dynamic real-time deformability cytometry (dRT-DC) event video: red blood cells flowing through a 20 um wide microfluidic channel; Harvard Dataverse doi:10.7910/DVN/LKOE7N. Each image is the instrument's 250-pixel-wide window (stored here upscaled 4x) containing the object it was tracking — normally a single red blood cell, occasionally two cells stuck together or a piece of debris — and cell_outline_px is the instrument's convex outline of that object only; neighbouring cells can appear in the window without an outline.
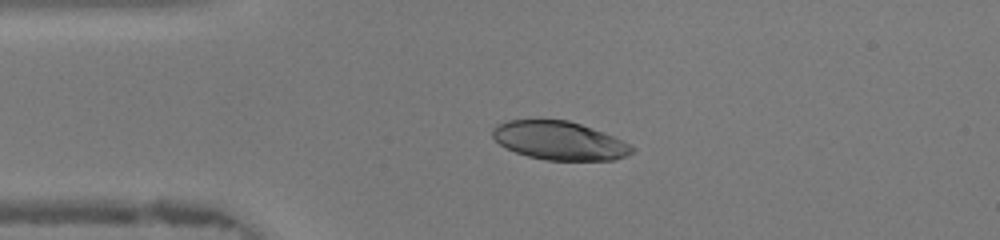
{"species": "human", "species_latin": "Homo sapiens", "temperature_condition": "warm", "stored_images_in_passage": 46, "camera_frame_rate_fps": 3000, "um_per_image_px": 0.085, "donor": {"sex": "female"}, "frame": {"image": 1, "passage_image": 10, "time_ms": 3.0, "image_size_px": [1000, 240], "cell_outline_px": [[636, 148], [632, 152], [624, 156], [612, 160], [544, 160], [528, 156], [516, 152], [500, 144], [492, 136], [492, 128], [496, 124], [508, 120], [540, 116], [568, 120], [604, 132], [632, 144]], "centroid_in_image_um": [47.51, 11.9], "position_along_channel_um": 37.5, "area_um2": 32.08}}
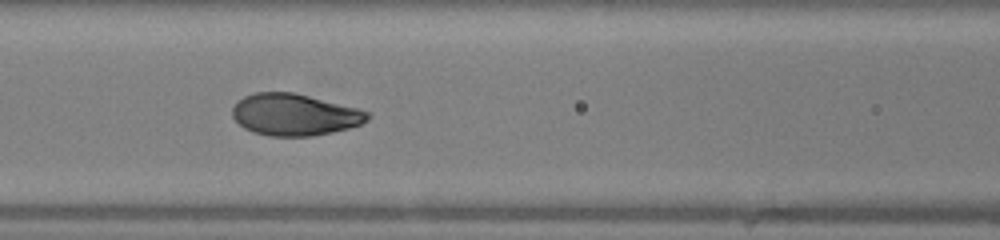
{"frame": {"image": 2, "passage_image": 19, "time_ms": 6.0, "image_size_px": [1000, 240], "cell_outline_px": [[372, 116], [368, 120], [360, 124], [348, 128], [332, 132], [312, 136], [268, 136], [252, 132], [244, 128], [232, 116], [232, 108], [244, 96], [256, 92], [292, 92], [360, 108], [368, 112]], "centroid_in_image_um": [25.06, 9.75], "position_along_channel_um": 141.5, "area_um2": 32.89}}
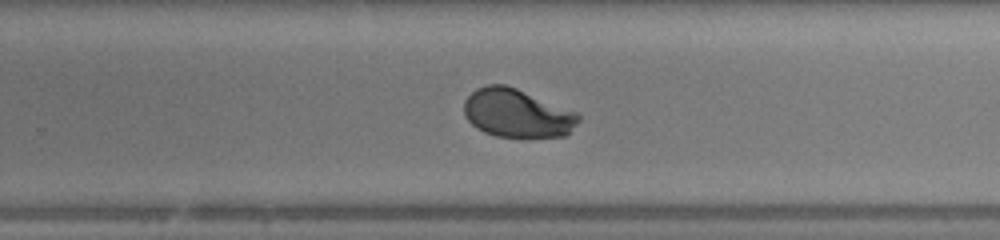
{"frame": {"image": 3, "passage_image": 29, "time_ms": 9.333, "image_size_px": [1000, 240], "cell_outline_px": [[580, 120], [568, 136], [496, 136], [484, 132], [476, 128], [468, 120], [464, 112], [464, 100], [476, 88], [488, 84], [504, 84], [516, 88], [580, 112]], "centroid_in_image_um": [43.99, 9.61], "position_along_channel_um": 285.8, "area_um2": 32.48}, "authors_computed_cell_mechanics": {"area_um2": 32.8882, "velocity_mm_per_s": 4.3398, "shape_relaxation_time_tau1_ms": 2.566, "shape_relaxation_time_tau2_ms": null, "deformation_change_tau1": 0.1736, "deformation_change_tau2": null}}